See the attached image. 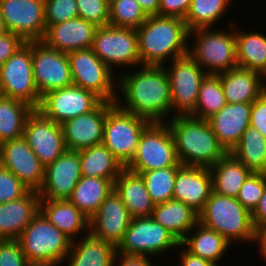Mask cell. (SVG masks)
I'll list each match as a JSON object with an SVG mask.
<instances>
[{
  "instance_id": "6da1fadb",
  "label": "cell",
  "mask_w": 266,
  "mask_h": 266,
  "mask_svg": "<svg viewBox=\"0 0 266 266\" xmlns=\"http://www.w3.org/2000/svg\"><path fill=\"white\" fill-rule=\"evenodd\" d=\"M136 71H128L117 78V92L122 93L123 99L118 94L115 103L122 110L151 122H165L172 111L170 83L165 67L142 65Z\"/></svg>"
},
{
  "instance_id": "7a4b0ae2",
  "label": "cell",
  "mask_w": 266,
  "mask_h": 266,
  "mask_svg": "<svg viewBox=\"0 0 266 266\" xmlns=\"http://www.w3.org/2000/svg\"><path fill=\"white\" fill-rule=\"evenodd\" d=\"M136 31L143 66H165L169 57L173 61L188 54L189 30L184 19L151 15Z\"/></svg>"
},
{
  "instance_id": "3957f363",
  "label": "cell",
  "mask_w": 266,
  "mask_h": 266,
  "mask_svg": "<svg viewBox=\"0 0 266 266\" xmlns=\"http://www.w3.org/2000/svg\"><path fill=\"white\" fill-rule=\"evenodd\" d=\"M165 122L173 135L182 165L210 168L228 152L219 143L207 120L192 116H172Z\"/></svg>"
},
{
  "instance_id": "277c9868",
  "label": "cell",
  "mask_w": 266,
  "mask_h": 266,
  "mask_svg": "<svg viewBox=\"0 0 266 266\" xmlns=\"http://www.w3.org/2000/svg\"><path fill=\"white\" fill-rule=\"evenodd\" d=\"M18 240L32 266H59L64 263L73 241L52 225L40 211Z\"/></svg>"
},
{
  "instance_id": "5b68a950",
  "label": "cell",
  "mask_w": 266,
  "mask_h": 266,
  "mask_svg": "<svg viewBox=\"0 0 266 266\" xmlns=\"http://www.w3.org/2000/svg\"><path fill=\"white\" fill-rule=\"evenodd\" d=\"M198 215L202 225L221 234L230 244L254 240L251 213L237 198L212 192Z\"/></svg>"
},
{
  "instance_id": "8992f818",
  "label": "cell",
  "mask_w": 266,
  "mask_h": 266,
  "mask_svg": "<svg viewBox=\"0 0 266 266\" xmlns=\"http://www.w3.org/2000/svg\"><path fill=\"white\" fill-rule=\"evenodd\" d=\"M211 30L210 27L189 31V38L194 35L196 43L188 47V54L203 70L206 68L207 74L218 75L238 67L235 26L231 33L227 30Z\"/></svg>"
},
{
  "instance_id": "52a82bcc",
  "label": "cell",
  "mask_w": 266,
  "mask_h": 266,
  "mask_svg": "<svg viewBox=\"0 0 266 266\" xmlns=\"http://www.w3.org/2000/svg\"><path fill=\"white\" fill-rule=\"evenodd\" d=\"M150 123L145 117L122 110L116 103L106 102L102 144L125 167L135 154L141 133Z\"/></svg>"
},
{
  "instance_id": "ba28073f",
  "label": "cell",
  "mask_w": 266,
  "mask_h": 266,
  "mask_svg": "<svg viewBox=\"0 0 266 266\" xmlns=\"http://www.w3.org/2000/svg\"><path fill=\"white\" fill-rule=\"evenodd\" d=\"M181 165L167 123L151 122L141 133L135 154L125 168L142 173Z\"/></svg>"
},
{
  "instance_id": "9c48e42d",
  "label": "cell",
  "mask_w": 266,
  "mask_h": 266,
  "mask_svg": "<svg viewBox=\"0 0 266 266\" xmlns=\"http://www.w3.org/2000/svg\"><path fill=\"white\" fill-rule=\"evenodd\" d=\"M67 54L73 85L93 92L102 101L115 103L118 97V77H115V73L94 51L89 48L74 50Z\"/></svg>"
},
{
  "instance_id": "30bf717a",
  "label": "cell",
  "mask_w": 266,
  "mask_h": 266,
  "mask_svg": "<svg viewBox=\"0 0 266 266\" xmlns=\"http://www.w3.org/2000/svg\"><path fill=\"white\" fill-rule=\"evenodd\" d=\"M0 84L3 96L39 108L42 97L33 78L32 42H26L0 66Z\"/></svg>"
},
{
  "instance_id": "8fae6325",
  "label": "cell",
  "mask_w": 266,
  "mask_h": 266,
  "mask_svg": "<svg viewBox=\"0 0 266 266\" xmlns=\"http://www.w3.org/2000/svg\"><path fill=\"white\" fill-rule=\"evenodd\" d=\"M181 247L180 242L152 217L132 218L125 236L116 248L123 255L154 257Z\"/></svg>"
},
{
  "instance_id": "7c38bea8",
  "label": "cell",
  "mask_w": 266,
  "mask_h": 266,
  "mask_svg": "<svg viewBox=\"0 0 266 266\" xmlns=\"http://www.w3.org/2000/svg\"><path fill=\"white\" fill-rule=\"evenodd\" d=\"M91 49L112 71L116 66H142L136 29L101 26L96 29ZM114 67V68H113Z\"/></svg>"
},
{
  "instance_id": "4fadbf2b",
  "label": "cell",
  "mask_w": 266,
  "mask_h": 266,
  "mask_svg": "<svg viewBox=\"0 0 266 266\" xmlns=\"http://www.w3.org/2000/svg\"><path fill=\"white\" fill-rule=\"evenodd\" d=\"M170 62V69L164 67L170 83L172 112H176L174 116H188L195 110L200 85L207 73L189 54Z\"/></svg>"
},
{
  "instance_id": "5bb4252c",
  "label": "cell",
  "mask_w": 266,
  "mask_h": 266,
  "mask_svg": "<svg viewBox=\"0 0 266 266\" xmlns=\"http://www.w3.org/2000/svg\"><path fill=\"white\" fill-rule=\"evenodd\" d=\"M33 78L42 97L47 92L73 85L68 54L32 41Z\"/></svg>"
},
{
  "instance_id": "9a60e30c",
  "label": "cell",
  "mask_w": 266,
  "mask_h": 266,
  "mask_svg": "<svg viewBox=\"0 0 266 266\" xmlns=\"http://www.w3.org/2000/svg\"><path fill=\"white\" fill-rule=\"evenodd\" d=\"M45 0H0V11L9 32L25 42L42 41L45 31Z\"/></svg>"
},
{
  "instance_id": "2e32d148",
  "label": "cell",
  "mask_w": 266,
  "mask_h": 266,
  "mask_svg": "<svg viewBox=\"0 0 266 266\" xmlns=\"http://www.w3.org/2000/svg\"><path fill=\"white\" fill-rule=\"evenodd\" d=\"M101 101L93 92L71 85L47 92L42 96L37 110L61 125L69 119L92 111Z\"/></svg>"
},
{
  "instance_id": "e0dca14e",
  "label": "cell",
  "mask_w": 266,
  "mask_h": 266,
  "mask_svg": "<svg viewBox=\"0 0 266 266\" xmlns=\"http://www.w3.org/2000/svg\"><path fill=\"white\" fill-rule=\"evenodd\" d=\"M23 137L44 166L54 162L67 150L62 126L37 109L28 116Z\"/></svg>"
},
{
  "instance_id": "ac0fdd59",
  "label": "cell",
  "mask_w": 266,
  "mask_h": 266,
  "mask_svg": "<svg viewBox=\"0 0 266 266\" xmlns=\"http://www.w3.org/2000/svg\"><path fill=\"white\" fill-rule=\"evenodd\" d=\"M0 164L15 174L30 190L41 189L45 166L22 136L0 144Z\"/></svg>"
},
{
  "instance_id": "d6986e66",
  "label": "cell",
  "mask_w": 266,
  "mask_h": 266,
  "mask_svg": "<svg viewBox=\"0 0 266 266\" xmlns=\"http://www.w3.org/2000/svg\"><path fill=\"white\" fill-rule=\"evenodd\" d=\"M81 177L79 151L66 150L45 166L39 196L41 199L68 200Z\"/></svg>"
},
{
  "instance_id": "ffe728a7",
  "label": "cell",
  "mask_w": 266,
  "mask_h": 266,
  "mask_svg": "<svg viewBox=\"0 0 266 266\" xmlns=\"http://www.w3.org/2000/svg\"><path fill=\"white\" fill-rule=\"evenodd\" d=\"M131 219L120 196L113 190L89 219V232L117 248Z\"/></svg>"
},
{
  "instance_id": "44dd1931",
  "label": "cell",
  "mask_w": 266,
  "mask_h": 266,
  "mask_svg": "<svg viewBox=\"0 0 266 266\" xmlns=\"http://www.w3.org/2000/svg\"><path fill=\"white\" fill-rule=\"evenodd\" d=\"M106 119V101L92 111L61 124L67 150L80 151L102 143Z\"/></svg>"
},
{
  "instance_id": "7402d4cb",
  "label": "cell",
  "mask_w": 266,
  "mask_h": 266,
  "mask_svg": "<svg viewBox=\"0 0 266 266\" xmlns=\"http://www.w3.org/2000/svg\"><path fill=\"white\" fill-rule=\"evenodd\" d=\"M212 193V180L207 167L181 165L174 185L173 200L190 206L198 214Z\"/></svg>"
},
{
  "instance_id": "603a6c76",
  "label": "cell",
  "mask_w": 266,
  "mask_h": 266,
  "mask_svg": "<svg viewBox=\"0 0 266 266\" xmlns=\"http://www.w3.org/2000/svg\"><path fill=\"white\" fill-rule=\"evenodd\" d=\"M98 27L80 17L56 23L46 28L42 41L58 51L69 53L89 49Z\"/></svg>"
},
{
  "instance_id": "cb8c5ba5",
  "label": "cell",
  "mask_w": 266,
  "mask_h": 266,
  "mask_svg": "<svg viewBox=\"0 0 266 266\" xmlns=\"http://www.w3.org/2000/svg\"><path fill=\"white\" fill-rule=\"evenodd\" d=\"M252 103H227L207 119L219 143L229 153L249 127Z\"/></svg>"
},
{
  "instance_id": "d4e9b609",
  "label": "cell",
  "mask_w": 266,
  "mask_h": 266,
  "mask_svg": "<svg viewBox=\"0 0 266 266\" xmlns=\"http://www.w3.org/2000/svg\"><path fill=\"white\" fill-rule=\"evenodd\" d=\"M38 191L30 190L25 196L0 204V239H18L31 220L40 211Z\"/></svg>"
},
{
  "instance_id": "484cf974",
  "label": "cell",
  "mask_w": 266,
  "mask_h": 266,
  "mask_svg": "<svg viewBox=\"0 0 266 266\" xmlns=\"http://www.w3.org/2000/svg\"><path fill=\"white\" fill-rule=\"evenodd\" d=\"M218 75L227 103H252L266 91V78L253 70L236 67Z\"/></svg>"
},
{
  "instance_id": "4316f807",
  "label": "cell",
  "mask_w": 266,
  "mask_h": 266,
  "mask_svg": "<svg viewBox=\"0 0 266 266\" xmlns=\"http://www.w3.org/2000/svg\"><path fill=\"white\" fill-rule=\"evenodd\" d=\"M114 190L131 218L151 217L155 204L140 174L124 168L114 181Z\"/></svg>"
},
{
  "instance_id": "83f0119b",
  "label": "cell",
  "mask_w": 266,
  "mask_h": 266,
  "mask_svg": "<svg viewBox=\"0 0 266 266\" xmlns=\"http://www.w3.org/2000/svg\"><path fill=\"white\" fill-rule=\"evenodd\" d=\"M40 212L72 240L89 231V219L69 200H40ZM86 229V230H85Z\"/></svg>"
},
{
  "instance_id": "f1b7e54d",
  "label": "cell",
  "mask_w": 266,
  "mask_h": 266,
  "mask_svg": "<svg viewBox=\"0 0 266 266\" xmlns=\"http://www.w3.org/2000/svg\"><path fill=\"white\" fill-rule=\"evenodd\" d=\"M85 234L80 241H72L68 266H113L116 248L89 231Z\"/></svg>"
},
{
  "instance_id": "f546056e",
  "label": "cell",
  "mask_w": 266,
  "mask_h": 266,
  "mask_svg": "<svg viewBox=\"0 0 266 266\" xmlns=\"http://www.w3.org/2000/svg\"><path fill=\"white\" fill-rule=\"evenodd\" d=\"M151 217L166 228L179 242L188 233H191V230L199 222V215L195 210L176 200L155 205Z\"/></svg>"
},
{
  "instance_id": "4dcf8cb0",
  "label": "cell",
  "mask_w": 266,
  "mask_h": 266,
  "mask_svg": "<svg viewBox=\"0 0 266 266\" xmlns=\"http://www.w3.org/2000/svg\"><path fill=\"white\" fill-rule=\"evenodd\" d=\"M209 170L212 192L234 198H237L243 183L252 173L230 152L210 167Z\"/></svg>"
},
{
  "instance_id": "1f68e13d",
  "label": "cell",
  "mask_w": 266,
  "mask_h": 266,
  "mask_svg": "<svg viewBox=\"0 0 266 266\" xmlns=\"http://www.w3.org/2000/svg\"><path fill=\"white\" fill-rule=\"evenodd\" d=\"M180 242L181 246L193 255L208 260L218 266L230 243L218 232L210 229L200 222ZM229 246V247H228Z\"/></svg>"
},
{
  "instance_id": "d6a6232c",
  "label": "cell",
  "mask_w": 266,
  "mask_h": 266,
  "mask_svg": "<svg viewBox=\"0 0 266 266\" xmlns=\"http://www.w3.org/2000/svg\"><path fill=\"white\" fill-rule=\"evenodd\" d=\"M113 190L110 179L82 176L68 200L90 219Z\"/></svg>"
},
{
  "instance_id": "836d02e7",
  "label": "cell",
  "mask_w": 266,
  "mask_h": 266,
  "mask_svg": "<svg viewBox=\"0 0 266 266\" xmlns=\"http://www.w3.org/2000/svg\"><path fill=\"white\" fill-rule=\"evenodd\" d=\"M79 155L82 176L101 177L114 182L125 168L102 143L80 150Z\"/></svg>"
},
{
  "instance_id": "e575fe53",
  "label": "cell",
  "mask_w": 266,
  "mask_h": 266,
  "mask_svg": "<svg viewBox=\"0 0 266 266\" xmlns=\"http://www.w3.org/2000/svg\"><path fill=\"white\" fill-rule=\"evenodd\" d=\"M237 65L266 78V36L260 32L235 30Z\"/></svg>"
},
{
  "instance_id": "d590c367",
  "label": "cell",
  "mask_w": 266,
  "mask_h": 266,
  "mask_svg": "<svg viewBox=\"0 0 266 266\" xmlns=\"http://www.w3.org/2000/svg\"><path fill=\"white\" fill-rule=\"evenodd\" d=\"M230 153L251 172L266 174V138L257 129L249 126Z\"/></svg>"
},
{
  "instance_id": "8d00e7d4",
  "label": "cell",
  "mask_w": 266,
  "mask_h": 266,
  "mask_svg": "<svg viewBox=\"0 0 266 266\" xmlns=\"http://www.w3.org/2000/svg\"><path fill=\"white\" fill-rule=\"evenodd\" d=\"M33 110L23 101L0 97V144L23 136L26 120Z\"/></svg>"
},
{
  "instance_id": "74e56055",
  "label": "cell",
  "mask_w": 266,
  "mask_h": 266,
  "mask_svg": "<svg viewBox=\"0 0 266 266\" xmlns=\"http://www.w3.org/2000/svg\"><path fill=\"white\" fill-rule=\"evenodd\" d=\"M226 104L220 76L207 74L201 82L195 110L189 116L207 120Z\"/></svg>"
},
{
  "instance_id": "f35d334b",
  "label": "cell",
  "mask_w": 266,
  "mask_h": 266,
  "mask_svg": "<svg viewBox=\"0 0 266 266\" xmlns=\"http://www.w3.org/2000/svg\"><path fill=\"white\" fill-rule=\"evenodd\" d=\"M229 3V0H192L184 19L188 30L214 26L225 16Z\"/></svg>"
},
{
  "instance_id": "ab89813d",
  "label": "cell",
  "mask_w": 266,
  "mask_h": 266,
  "mask_svg": "<svg viewBox=\"0 0 266 266\" xmlns=\"http://www.w3.org/2000/svg\"><path fill=\"white\" fill-rule=\"evenodd\" d=\"M179 167H166L138 173L144 180L147 191L155 205L173 200L174 185Z\"/></svg>"
},
{
  "instance_id": "60d3db41",
  "label": "cell",
  "mask_w": 266,
  "mask_h": 266,
  "mask_svg": "<svg viewBox=\"0 0 266 266\" xmlns=\"http://www.w3.org/2000/svg\"><path fill=\"white\" fill-rule=\"evenodd\" d=\"M147 18L136 0H112L109 3L110 26L137 29Z\"/></svg>"
},
{
  "instance_id": "b9f144b4",
  "label": "cell",
  "mask_w": 266,
  "mask_h": 266,
  "mask_svg": "<svg viewBox=\"0 0 266 266\" xmlns=\"http://www.w3.org/2000/svg\"><path fill=\"white\" fill-rule=\"evenodd\" d=\"M266 186L265 173H251L243 183L237 200L250 212L258 206Z\"/></svg>"
},
{
  "instance_id": "7bdbcfd3",
  "label": "cell",
  "mask_w": 266,
  "mask_h": 266,
  "mask_svg": "<svg viewBox=\"0 0 266 266\" xmlns=\"http://www.w3.org/2000/svg\"><path fill=\"white\" fill-rule=\"evenodd\" d=\"M80 18L97 27L109 24V2L107 0H76Z\"/></svg>"
},
{
  "instance_id": "ee69618b",
  "label": "cell",
  "mask_w": 266,
  "mask_h": 266,
  "mask_svg": "<svg viewBox=\"0 0 266 266\" xmlns=\"http://www.w3.org/2000/svg\"><path fill=\"white\" fill-rule=\"evenodd\" d=\"M44 12L46 28L79 17L76 0H45Z\"/></svg>"
},
{
  "instance_id": "f6af8a7d",
  "label": "cell",
  "mask_w": 266,
  "mask_h": 266,
  "mask_svg": "<svg viewBox=\"0 0 266 266\" xmlns=\"http://www.w3.org/2000/svg\"><path fill=\"white\" fill-rule=\"evenodd\" d=\"M30 189L11 171L0 164V204L25 196Z\"/></svg>"
},
{
  "instance_id": "bcb514c9",
  "label": "cell",
  "mask_w": 266,
  "mask_h": 266,
  "mask_svg": "<svg viewBox=\"0 0 266 266\" xmlns=\"http://www.w3.org/2000/svg\"><path fill=\"white\" fill-rule=\"evenodd\" d=\"M0 266H32L18 239H0Z\"/></svg>"
},
{
  "instance_id": "7dc6e473",
  "label": "cell",
  "mask_w": 266,
  "mask_h": 266,
  "mask_svg": "<svg viewBox=\"0 0 266 266\" xmlns=\"http://www.w3.org/2000/svg\"><path fill=\"white\" fill-rule=\"evenodd\" d=\"M249 126L257 129L266 138V91L252 102Z\"/></svg>"
},
{
  "instance_id": "c3c4849f",
  "label": "cell",
  "mask_w": 266,
  "mask_h": 266,
  "mask_svg": "<svg viewBox=\"0 0 266 266\" xmlns=\"http://www.w3.org/2000/svg\"><path fill=\"white\" fill-rule=\"evenodd\" d=\"M26 42L18 35L7 32L0 35V66L5 63Z\"/></svg>"
},
{
  "instance_id": "681fc988",
  "label": "cell",
  "mask_w": 266,
  "mask_h": 266,
  "mask_svg": "<svg viewBox=\"0 0 266 266\" xmlns=\"http://www.w3.org/2000/svg\"><path fill=\"white\" fill-rule=\"evenodd\" d=\"M192 0H160L159 16L185 19Z\"/></svg>"
},
{
  "instance_id": "f907efd6",
  "label": "cell",
  "mask_w": 266,
  "mask_h": 266,
  "mask_svg": "<svg viewBox=\"0 0 266 266\" xmlns=\"http://www.w3.org/2000/svg\"><path fill=\"white\" fill-rule=\"evenodd\" d=\"M116 265L117 266H154L148 257L137 256V255H123L119 253H116L114 257L113 266H116Z\"/></svg>"
},
{
  "instance_id": "816d5d0a",
  "label": "cell",
  "mask_w": 266,
  "mask_h": 266,
  "mask_svg": "<svg viewBox=\"0 0 266 266\" xmlns=\"http://www.w3.org/2000/svg\"><path fill=\"white\" fill-rule=\"evenodd\" d=\"M251 220L254 228L266 224V186L258 206L251 213Z\"/></svg>"
},
{
  "instance_id": "f5cc1de1",
  "label": "cell",
  "mask_w": 266,
  "mask_h": 266,
  "mask_svg": "<svg viewBox=\"0 0 266 266\" xmlns=\"http://www.w3.org/2000/svg\"><path fill=\"white\" fill-rule=\"evenodd\" d=\"M180 255V263L177 266H217L208 260L191 254L184 247Z\"/></svg>"
},
{
  "instance_id": "db71d44e",
  "label": "cell",
  "mask_w": 266,
  "mask_h": 266,
  "mask_svg": "<svg viewBox=\"0 0 266 266\" xmlns=\"http://www.w3.org/2000/svg\"><path fill=\"white\" fill-rule=\"evenodd\" d=\"M253 241L260 244L259 247L261 251H259V253L266 259V224L255 228Z\"/></svg>"
},
{
  "instance_id": "11a10c76",
  "label": "cell",
  "mask_w": 266,
  "mask_h": 266,
  "mask_svg": "<svg viewBox=\"0 0 266 266\" xmlns=\"http://www.w3.org/2000/svg\"><path fill=\"white\" fill-rule=\"evenodd\" d=\"M148 15H158L160 0H136Z\"/></svg>"
},
{
  "instance_id": "9f6ffc18",
  "label": "cell",
  "mask_w": 266,
  "mask_h": 266,
  "mask_svg": "<svg viewBox=\"0 0 266 266\" xmlns=\"http://www.w3.org/2000/svg\"><path fill=\"white\" fill-rule=\"evenodd\" d=\"M8 30L6 28V25H5V22H4V18L1 14V11H0V35L1 34H4V33H7Z\"/></svg>"
},
{
  "instance_id": "6f0895ef",
  "label": "cell",
  "mask_w": 266,
  "mask_h": 266,
  "mask_svg": "<svg viewBox=\"0 0 266 266\" xmlns=\"http://www.w3.org/2000/svg\"><path fill=\"white\" fill-rule=\"evenodd\" d=\"M3 95L2 89H1V84H0V97Z\"/></svg>"
}]
</instances>
